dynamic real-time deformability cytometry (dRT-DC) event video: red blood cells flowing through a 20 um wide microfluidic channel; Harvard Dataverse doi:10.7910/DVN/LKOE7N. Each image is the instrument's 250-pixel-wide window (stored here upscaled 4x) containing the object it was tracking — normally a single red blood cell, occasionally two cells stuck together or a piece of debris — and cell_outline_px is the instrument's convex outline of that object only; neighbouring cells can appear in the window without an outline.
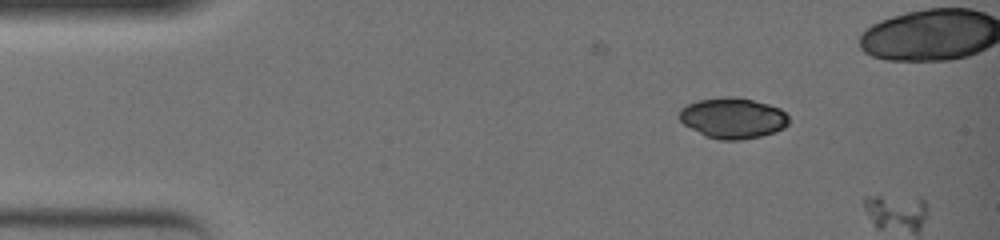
{"species": "common noctule bat (a hibernating species)", "species_latin": "Nyctalus noctula", "temperature_condition": "warm", "stored_images_in_passage": 5, "camera_frame_rate_fps": 3000, "um_per_image_px": 0.085, "animal": {"sex": "female", "body_mass_g": 19.0, "forearm_length_mm": 51.5}, "frame": {"image": 1, "passage_image": 1, "time_ms": 0.0, "image_size_px": [1000, 240], "cell_outline_px": [[788, 124], [784, 128], [776, 132], [760, 136], [740, 140], [720, 140], [704, 136], [684, 124], [680, 120], [680, 108], [688, 104], [700, 100], [724, 96], [732, 96], [752, 100], [768, 104], [780, 108], [788, 116]], "centroid_in_image_um": [62.3, 10.04], "position_along_channel_um": 22.7, "area_um2": 25.95}}